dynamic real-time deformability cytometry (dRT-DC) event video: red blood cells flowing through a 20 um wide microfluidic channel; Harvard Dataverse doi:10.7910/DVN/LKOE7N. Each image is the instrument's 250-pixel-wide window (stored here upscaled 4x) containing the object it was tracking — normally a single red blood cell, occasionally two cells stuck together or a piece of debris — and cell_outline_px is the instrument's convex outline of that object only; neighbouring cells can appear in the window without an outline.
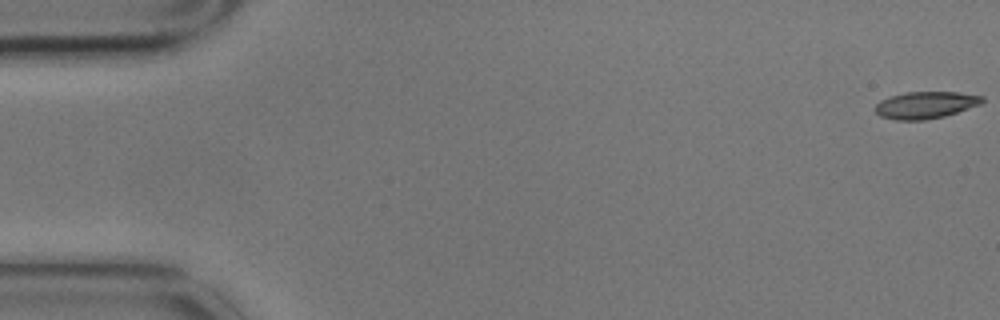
{"species": "common noctule bat (a hibernating species)", "species_latin": "Nyctalus noctula", "temperature_condition": "cold", "stored_images_in_passage": 9, "camera_frame_rate_fps": 3000, "um_per_image_px": 0.085, "animal": {"sex": "male", "body_mass_g": 17.9}, "frame": {"image": 1, "passage_image": 1, "time_ms": 0.0, "image_size_px": [1000, 320], "cell_outline_px": [[984, 100], [980, 104], [944, 116], [924, 120], [896, 120], [880, 116], [872, 108], [880, 100], [888, 96], [904, 92], [956, 92], [984, 96]], "centroid_in_image_um": [78.61, 8.92], "position_along_channel_um": 6.4, "area_um2": 16.88}}